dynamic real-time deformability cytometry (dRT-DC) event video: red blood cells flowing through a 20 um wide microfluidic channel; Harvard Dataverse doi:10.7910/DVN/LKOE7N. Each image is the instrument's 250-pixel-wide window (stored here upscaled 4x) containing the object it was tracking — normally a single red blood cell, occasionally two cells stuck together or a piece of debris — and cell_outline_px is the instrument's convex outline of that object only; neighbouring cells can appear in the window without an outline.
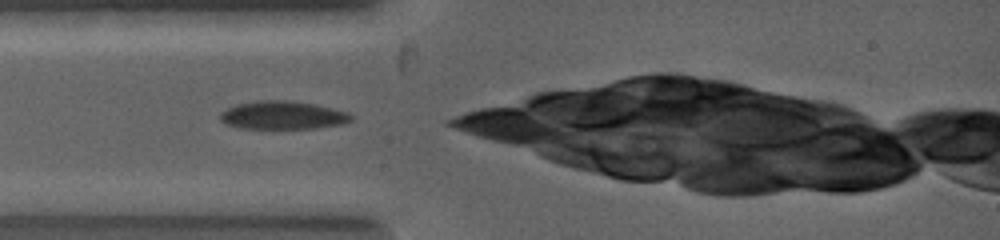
{"species": "common noctule bat (a hibernating species)", "species_latin": "Nyctalus noctula", "temperature_condition": "warm", "stored_images_in_passage": 9, "camera_frame_rate_fps": 5000, "um_per_image_px": 0.085, "animal": {"sex": "female", "body_mass_g": 19.0, "forearm_length_mm": 53.3}, "frame": {"image": 1, "passage_image": 1, "time_ms": 0.0, "image_size_px": [1000, 240], "cell_outline_px": [[352, 120], [344, 124], [316, 128], [240, 128], [224, 124], [220, 120], [220, 112], [228, 108], [240, 104], [272, 100], [312, 104], [332, 108], [348, 112], [352, 116]], "centroid_in_image_um": [24.04, 9.82], "position_along_channel_um": 61.0, "area_um2": 20.98}}